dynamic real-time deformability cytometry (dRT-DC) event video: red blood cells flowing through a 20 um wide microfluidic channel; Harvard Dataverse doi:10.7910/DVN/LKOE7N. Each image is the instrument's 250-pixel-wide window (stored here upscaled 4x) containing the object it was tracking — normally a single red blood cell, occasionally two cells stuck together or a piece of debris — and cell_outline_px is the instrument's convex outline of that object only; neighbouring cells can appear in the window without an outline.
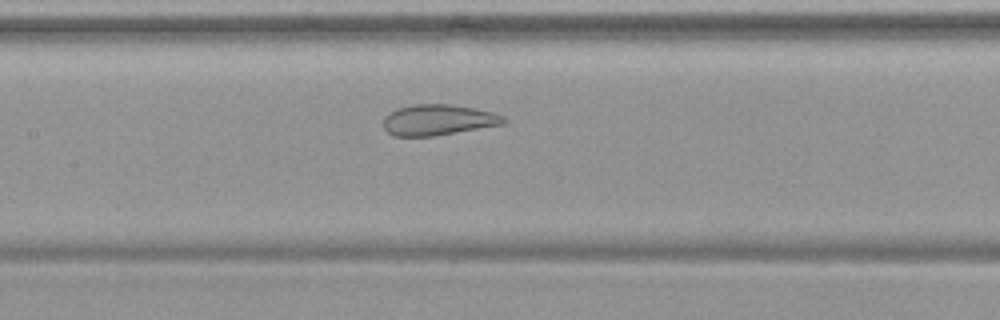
{"species": "common noctule bat (a hibernating species)", "species_latin": "Nyctalus noctula", "temperature_condition": "warm", "stored_images_in_passage": 49, "camera_frame_rate_fps": 3000, "um_per_image_px": 0.085, "animal": {"sex": "female", "body_mass_g": 19.9}, "frame": {"image": 1, "passage_image": 21, "time_ms": 6.667, "image_size_px": [1000, 320], "cell_outline_px": [[508, 120], [504, 124], [432, 136], [392, 136], [384, 128], [384, 116], [388, 112], [396, 108], [412, 104], [452, 104], [492, 112], [504, 116]], "centroid_in_image_um": [37.21, 10.18], "position_along_channel_um": 170.2, "area_um2": 21.62}}
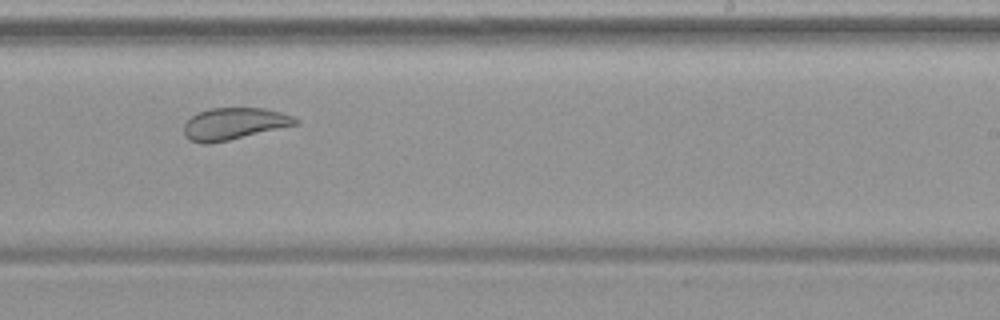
{"frame": {"image": 2, "passage_image": 29, "time_ms": 9.333, "image_size_px": [1000, 320], "cell_outline_px": [[300, 124], [228, 140], [208, 144], [200, 144], [188, 140], [184, 136], [184, 124], [196, 112], [208, 108], [264, 108], [280, 112], [292, 116], [300, 120]], "centroid_in_image_um": [19.87, 10.52], "position_along_channel_um": 269.1, "area_um2": 20.92}}
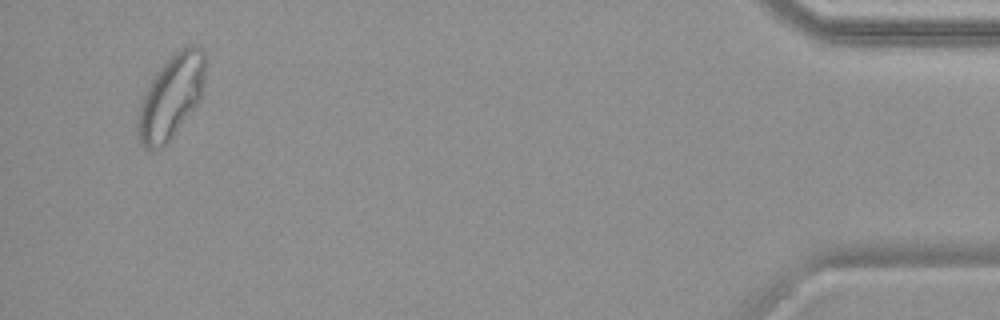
{"frame": {"image": 3, "passage_image": 47, "time_ms": 15.333, "image_size_px": [1000, 320], "cell_outline_px": [[208, 64], [200, 96], [196, 104], [168, 144], [164, 148], [144, 148], [136, 136], [136, 116], [144, 92], [156, 72], [172, 52], [180, 48], [196, 44], [204, 52]], "centroid_in_image_um": [14.52, 8.21], "position_along_channel_um": 420.7, "area_um2": 33.47}}